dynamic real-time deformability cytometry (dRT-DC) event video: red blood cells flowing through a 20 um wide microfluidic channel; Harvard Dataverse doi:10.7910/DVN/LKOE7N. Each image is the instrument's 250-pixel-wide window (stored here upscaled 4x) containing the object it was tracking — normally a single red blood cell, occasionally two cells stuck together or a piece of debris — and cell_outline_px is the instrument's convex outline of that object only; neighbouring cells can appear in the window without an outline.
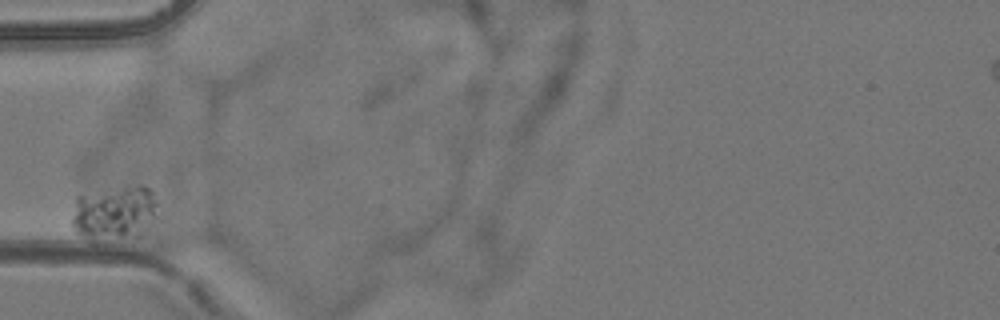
{"species": "common noctule bat (a hibernating species)", "species_latin": "Nyctalus noctula", "temperature_condition": "room temperature", "stored_images_in_passage": 4, "camera_frame_rate_fps": 3000, "um_per_image_px": 0.085, "animal": {"sex": "female", "body_mass_g": 24.6, "forearm_length_mm": 56.2}, "frame": {"image": 1, "passage_image": 1, "time_ms": 0.0, "image_size_px": [1000, 320], "cell_outline_px": [[156, 216], [144, 236], [92, 244], [76, 232], [72, 224], [72, 216], [76, 196], [136, 184], [140, 184], [148, 188], [152, 192], [156, 204]], "centroid_in_image_um": [9.72, 18.18], "position_along_channel_um": 75.3, "area_um2": 28.26}}
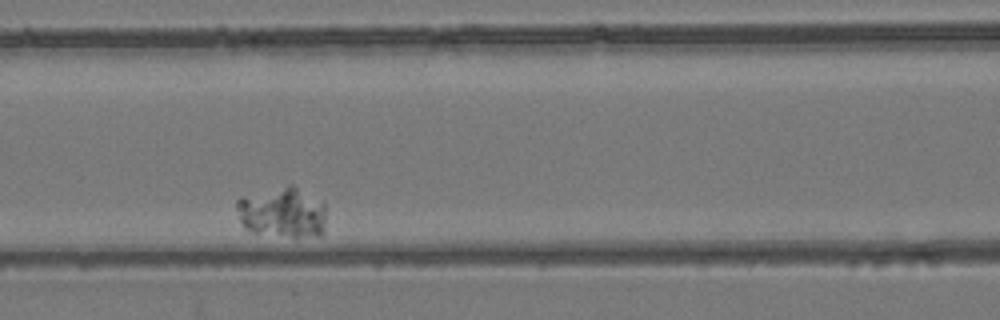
{"frame": {"image": 2, "passage_image": 3, "time_ms": 2.333, "image_size_px": [1000, 320], "cell_outline_px": [[324, 232], [320, 236], [292, 236], [256, 232], [244, 228], [240, 220], [236, 208], [236, 200], [240, 196], [288, 184], [292, 184], [324, 204]], "centroid_in_image_um": [23.96, 18.03], "position_along_channel_um": 142.6, "area_um2": 26.18}}
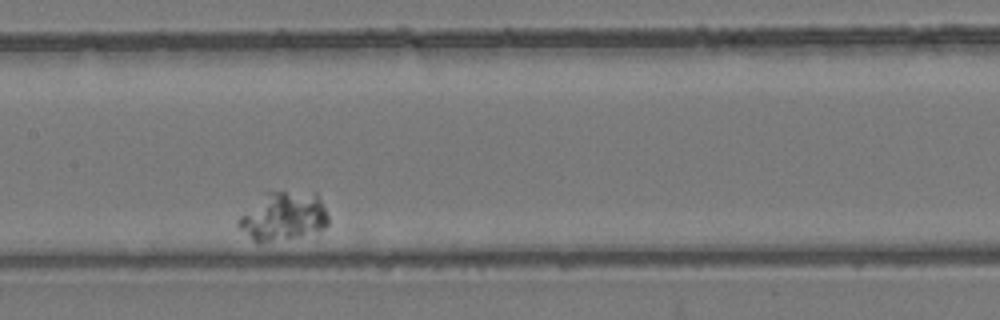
{"frame": {"image": 3, "passage_image": 4, "time_ms": 3.667, "image_size_px": [1000, 320], "cell_outline_px": [[328, 224], [320, 232], [260, 244], [256, 244], [236, 224], [236, 220], [240, 216], [268, 192], [316, 192], [328, 216]], "centroid_in_image_um": [24.1, 18.43], "position_along_channel_um": 183.3, "area_um2": 25.37}}